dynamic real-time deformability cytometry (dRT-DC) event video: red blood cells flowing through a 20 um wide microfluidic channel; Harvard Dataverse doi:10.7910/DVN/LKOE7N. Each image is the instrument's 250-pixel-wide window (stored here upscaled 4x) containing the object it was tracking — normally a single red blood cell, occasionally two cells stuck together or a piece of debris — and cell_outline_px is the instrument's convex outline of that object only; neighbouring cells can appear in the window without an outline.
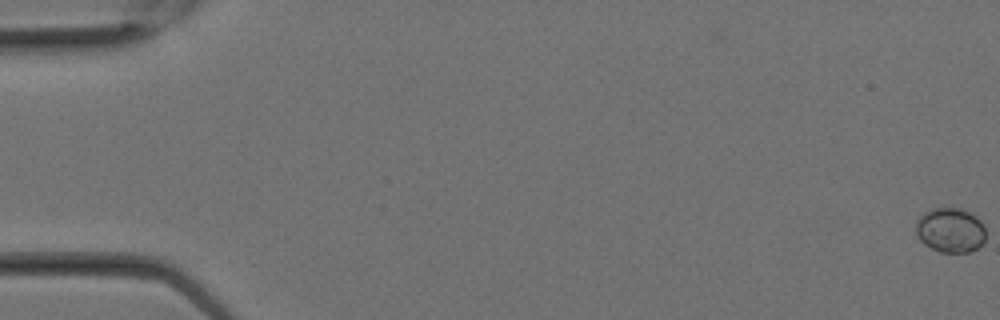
{"species": "Egyptian fruit bat (a non-hibernating species)", "species_latin": "Rousettus aegyptiacus", "temperature_condition": "room temperature", "stored_images_in_passage": 29, "camera_frame_rate_fps": 3000, "um_per_image_px": 0.085, "animal": {"sex": "female"}, "frame": {"image": 1, "passage_image": 1, "time_ms": 0.0, "image_size_px": [1000, 320], "cell_outline_px": [[984, 240], [972, 252], [940, 252], [924, 244], [920, 240], [916, 232], [916, 220], [924, 212], [932, 208], [964, 208], [972, 212], [984, 224]], "centroid_in_image_um": [80.78, 19.54], "position_along_channel_um": 4.2, "area_um2": 18.32}}
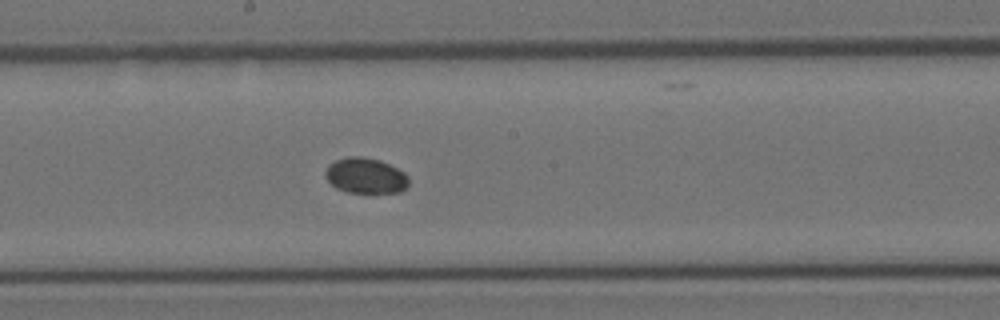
{"frame": {"image": 2, "passage_image": 16, "time_ms": 5.0, "image_size_px": [1000, 320], "cell_outline_px": [[408, 184], [400, 192], [348, 192], [336, 188], [324, 176], [324, 172], [328, 164], [336, 160], [348, 156], [364, 156], [380, 160], [404, 172], [408, 176]], "centroid_in_image_um": [31.04, 14.91], "position_along_channel_um": 217.2, "area_um2": 17.22}}
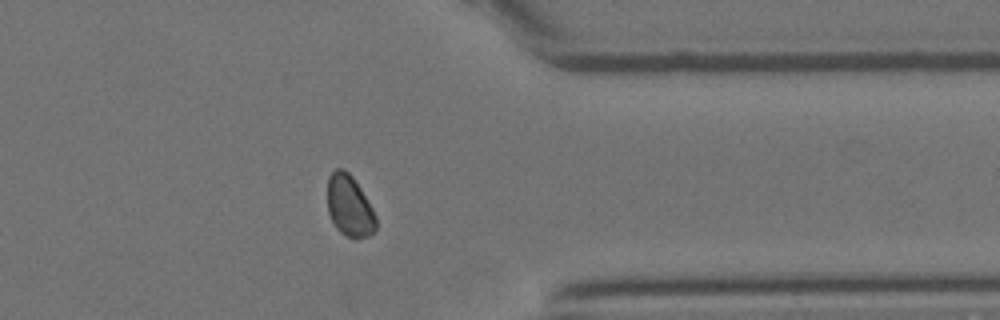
{"frame": {"image": 3, "passage_image": 23, "time_ms": 7.333, "image_size_px": [1000, 320], "cell_outline_px": [[376, 232], [368, 236], [356, 240], [352, 240], [344, 236], [336, 228], [328, 212], [328, 176], [336, 168], [344, 168], [352, 176], [360, 188], [372, 208], [376, 216]], "centroid_in_image_um": [29.71, 17.55], "position_along_channel_um": 381.7, "area_um2": 17.57}}